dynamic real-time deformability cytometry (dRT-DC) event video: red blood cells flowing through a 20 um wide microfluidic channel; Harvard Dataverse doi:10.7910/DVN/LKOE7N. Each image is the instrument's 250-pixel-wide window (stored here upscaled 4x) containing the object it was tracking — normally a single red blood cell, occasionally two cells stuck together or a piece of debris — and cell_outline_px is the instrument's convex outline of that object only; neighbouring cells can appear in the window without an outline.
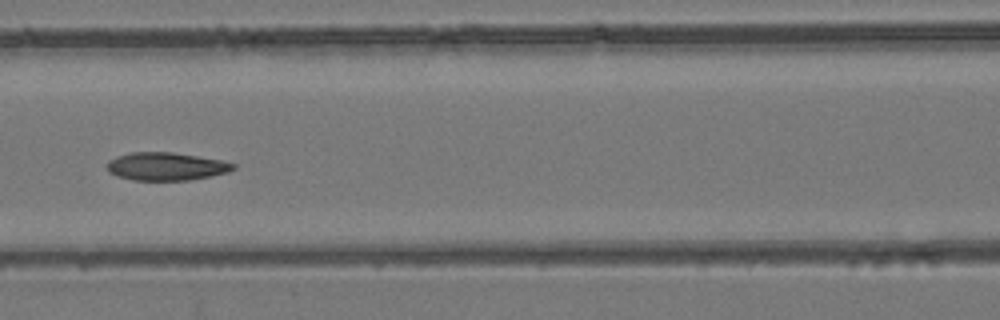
{"species": "common noctule bat (a hibernating species)", "species_latin": "Nyctalus noctula", "temperature_condition": "room temperature", "stored_images_in_passage": 7, "camera_frame_rate_fps": 3000, "um_per_image_px": 0.085, "animal": {"sex": "female", "body_mass_g": 24.6, "forearm_length_mm": 56.2}, "frame": {"image": 1, "passage_image": 7, "time_ms": 2.0, "image_size_px": [1000, 320], "cell_outline_px": [[236, 168], [228, 172], [212, 176], [188, 180], [132, 180], [108, 172], [108, 160], [116, 156], [132, 152], [172, 152], [220, 160], [236, 164]], "centroid_in_image_um": [14.13, 14.14], "position_along_channel_um": 152.5, "area_um2": 20.46}}